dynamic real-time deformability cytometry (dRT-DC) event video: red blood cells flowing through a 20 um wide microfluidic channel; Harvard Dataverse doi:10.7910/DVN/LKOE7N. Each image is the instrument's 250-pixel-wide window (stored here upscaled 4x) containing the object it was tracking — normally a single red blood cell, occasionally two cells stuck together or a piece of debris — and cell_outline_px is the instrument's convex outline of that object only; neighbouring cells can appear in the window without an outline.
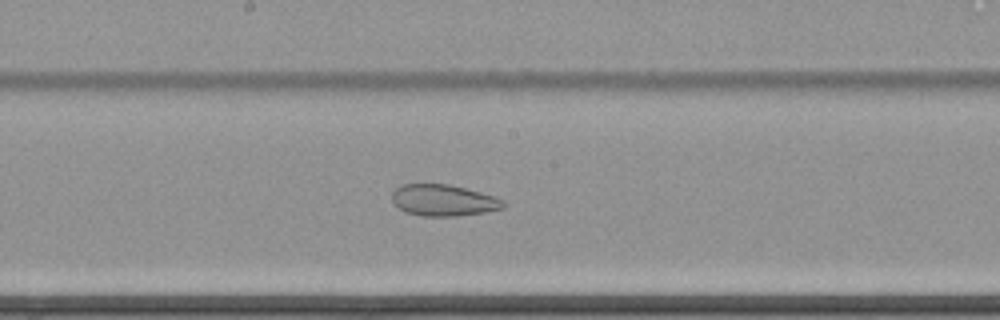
{"species": "common noctule bat (a hibernating species)", "species_latin": "Nyctalus noctula", "temperature_condition": "cold", "stored_images_in_passage": 15, "camera_frame_rate_fps": 3000, "um_per_image_px": 0.085, "animal": {"sex": "female", "body_mass_g": 22.7, "forearm_length_mm": 54.2}, "frame": {"image": 1, "passage_image": 13, "time_ms": 4.0, "image_size_px": [1000, 320], "cell_outline_px": [[504, 208], [484, 212], [456, 216], [420, 216], [404, 212], [392, 204], [392, 192], [400, 184], [448, 184], [496, 196], [504, 200]], "centroid_in_image_um": [37.65, 17.03], "position_along_channel_um": 210.5, "area_um2": 20.58}}